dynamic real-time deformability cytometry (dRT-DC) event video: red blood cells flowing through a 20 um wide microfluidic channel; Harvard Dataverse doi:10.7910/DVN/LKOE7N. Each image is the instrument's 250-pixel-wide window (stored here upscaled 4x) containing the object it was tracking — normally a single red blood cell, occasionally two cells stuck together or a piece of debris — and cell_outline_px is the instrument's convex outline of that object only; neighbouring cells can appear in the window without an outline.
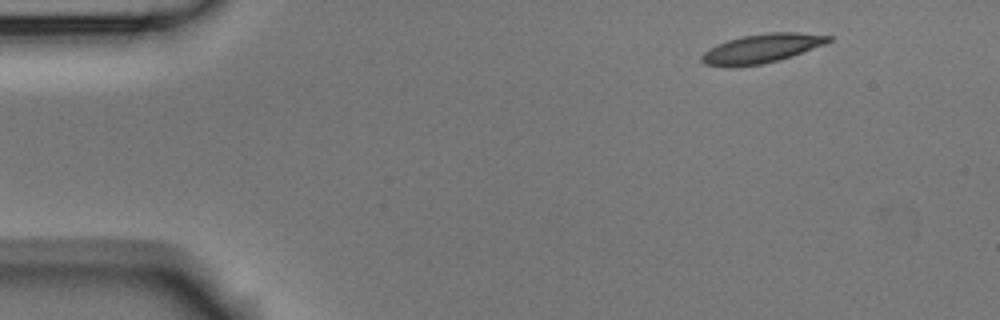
{"species": "Egyptian fruit bat (a non-hibernating species)", "species_latin": "Rousettus aegyptiacus", "temperature_condition": "room temperature", "stored_images_in_passage": 3, "camera_frame_rate_fps": 3000, "um_per_image_px": 0.085, "animal": {"sex": "male"}, "frame": {"image": 1, "passage_image": 1, "time_ms": 0.0, "image_size_px": [1000, 320], "cell_outline_px": [[832, 40], [824, 44], [792, 56], [780, 60], [760, 64], [736, 68], [728, 68], [704, 64], [700, 60], [700, 56], [708, 48], [716, 44], [728, 40], [744, 36], [772, 32], [796, 32], [832, 36]], "centroid_in_image_um": [64.68, 4.14], "position_along_channel_um": 20.3, "area_um2": 21.62}}
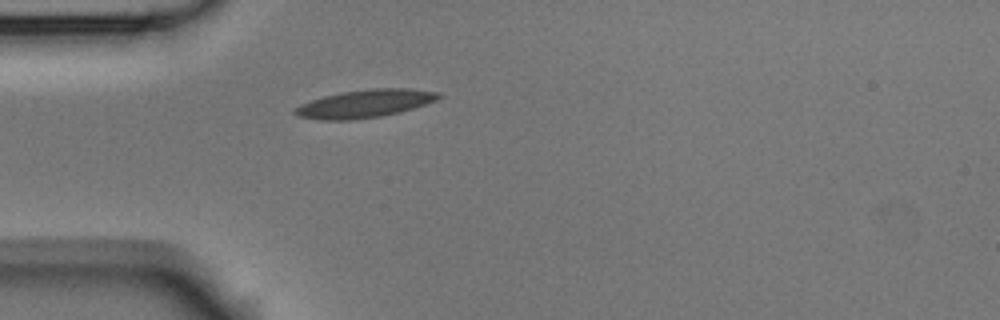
{"frame": {"image": 2, "passage_image": 3, "time_ms": 0.667, "image_size_px": [1000, 320], "cell_outline_px": [[440, 96], [436, 100], [400, 112], [380, 116], [352, 120], [320, 120], [296, 116], [292, 112], [300, 104], [324, 96], [340, 92], [372, 88], [408, 88], [440, 92]], "centroid_in_image_um": [30.98, 8.81], "position_along_channel_um": 54.0, "area_um2": 23.29}}